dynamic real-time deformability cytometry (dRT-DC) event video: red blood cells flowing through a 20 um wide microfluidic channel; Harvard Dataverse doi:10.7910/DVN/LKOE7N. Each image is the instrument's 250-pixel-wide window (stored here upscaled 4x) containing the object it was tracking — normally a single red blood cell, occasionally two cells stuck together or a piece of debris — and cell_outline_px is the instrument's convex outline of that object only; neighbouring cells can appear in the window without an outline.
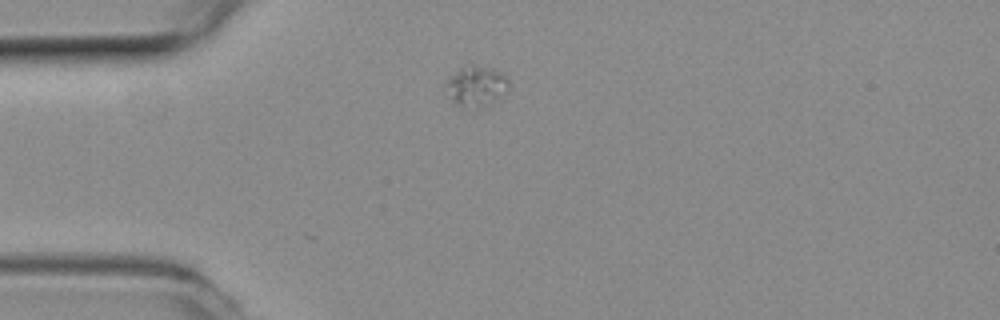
{"species": "common noctule bat (a hibernating species)", "species_latin": "Nyctalus noctula", "temperature_condition": "room temperature", "stored_images_in_passage": 19, "camera_frame_rate_fps": 3000, "um_per_image_px": 0.085, "animal": {"sex": "female", "body_mass_g": 19.3, "forearm_length_mm": 54.1}, "frame": {"image": 1, "passage_image": 1, "time_ms": 0.0, "image_size_px": [1000, 320], "cell_outline_px": [[508, 92], [504, 96], [492, 104], [476, 112], [460, 108], [452, 100], [444, 84], [444, 80], [460, 68], [468, 64], [476, 64], [492, 68], [504, 72], [508, 76]], "centroid_in_image_um": [40.51, 7.37], "position_along_channel_um": 44.5, "area_um2": 16.01}}
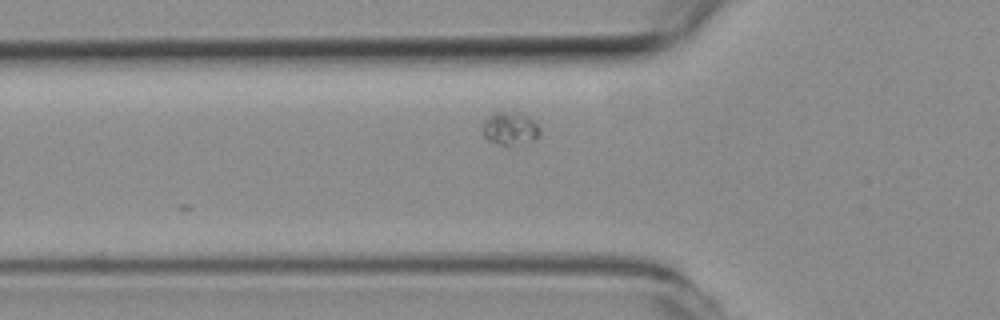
{"frame": {"image": 2, "passage_image": 6, "time_ms": 1.667, "image_size_px": [1000, 320], "cell_outline_px": [[540, 136], [532, 140], [512, 144], [500, 144], [488, 140], [480, 132], [484, 120], [500, 108], [528, 116], [536, 120], [540, 128]], "centroid_in_image_um": [43.33, 10.86], "position_along_channel_um": 82.5, "area_um2": 11.27}}
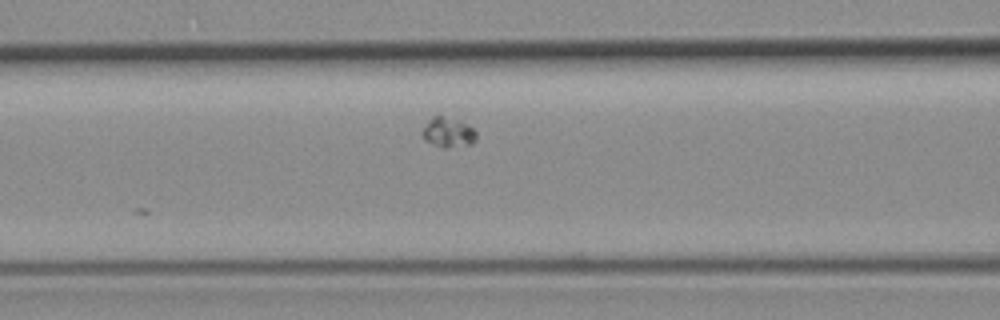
{"frame": {"image": 3, "passage_image": 10, "time_ms": 3.0, "image_size_px": [1000, 320], "cell_outline_px": [[476, 140], [472, 144], [448, 148], [444, 148], [432, 144], [424, 140], [420, 132], [428, 120], [432, 116], [440, 112], [460, 120], [468, 124], [476, 132]], "centroid_in_image_um": [38.06, 11.2], "position_along_channel_um": 128.5, "area_um2": 10.0}}